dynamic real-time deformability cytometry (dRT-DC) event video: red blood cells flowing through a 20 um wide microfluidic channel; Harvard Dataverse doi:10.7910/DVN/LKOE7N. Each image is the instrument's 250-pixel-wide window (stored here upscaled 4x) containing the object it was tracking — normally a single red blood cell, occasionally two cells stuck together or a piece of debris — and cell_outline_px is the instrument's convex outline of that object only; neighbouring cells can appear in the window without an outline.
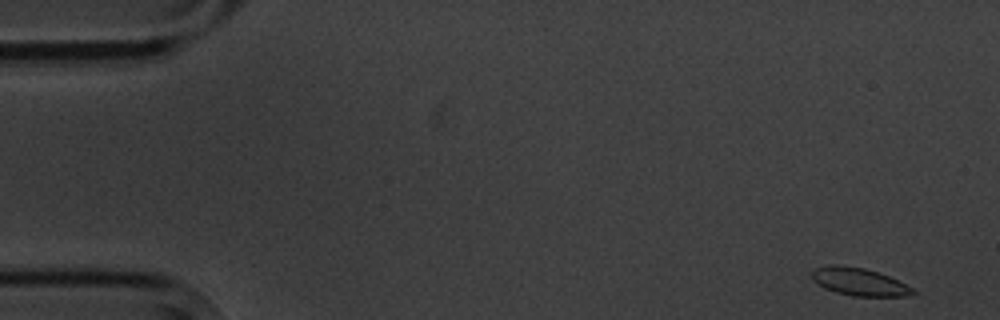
{"species": "common noctule bat (a hibernating species)", "species_latin": "Nyctalus noctula", "temperature_condition": "cold", "stored_images_in_passage": 5, "camera_frame_rate_fps": 3000, "um_per_image_px": 0.085, "animal": {"sex": "male", "body_mass_g": 20.1, "forearm_length_mm": 53.5}, "frame": {"image": 1, "passage_image": 1, "time_ms": 0.0, "image_size_px": [1000, 320], "cell_outline_px": [[916, 292], [908, 296], [852, 296], [836, 292], [824, 288], [816, 284], [812, 280], [812, 268], [828, 264], [836, 264], [864, 268], [888, 276], [912, 288]], "centroid_in_image_um": [72.94, 23.94], "position_along_channel_um": 12.1, "area_um2": 16.3}}
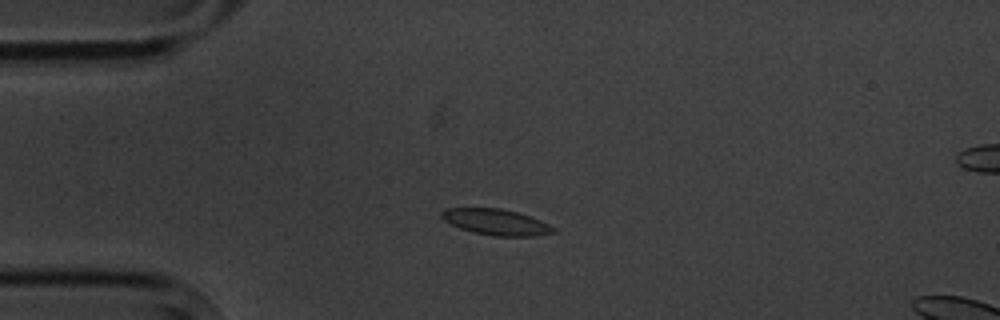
{"frame": {"image": 2, "passage_image": 4, "time_ms": 3.667, "image_size_px": [1000, 320], "cell_outline_px": [[556, 232], [532, 236], [496, 236], [472, 232], [460, 228], [444, 220], [440, 216], [440, 212], [444, 208], [500, 208], [516, 212], [540, 220], [556, 228]], "centroid_in_image_um": [42.14, 18.87], "position_along_channel_um": 42.9, "area_um2": 16.82}}